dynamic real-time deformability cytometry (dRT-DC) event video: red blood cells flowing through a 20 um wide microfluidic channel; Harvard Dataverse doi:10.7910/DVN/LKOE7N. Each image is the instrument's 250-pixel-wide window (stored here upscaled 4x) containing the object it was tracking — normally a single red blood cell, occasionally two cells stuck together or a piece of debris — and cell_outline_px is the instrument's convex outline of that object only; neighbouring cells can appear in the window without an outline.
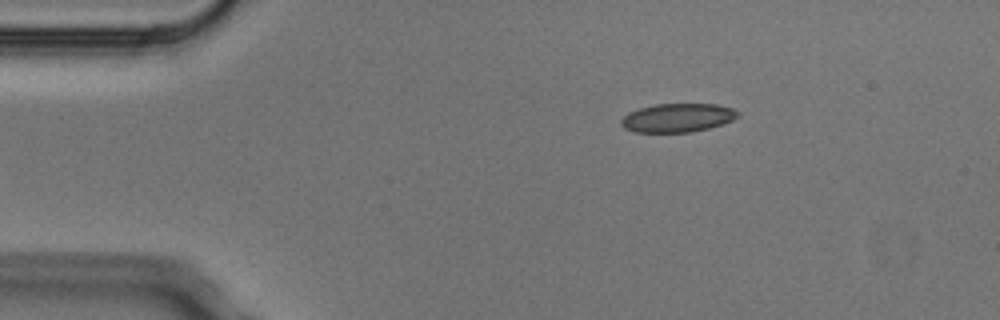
{"species": "Egyptian fruit bat (a non-hibernating species)", "species_latin": "Rousettus aegyptiacus", "temperature_condition": "cold", "stored_images_in_passage": 4, "camera_frame_rate_fps": 3000, "um_per_image_px": 0.085, "animal": {"sex": "male"}, "frame": {"image": 1, "passage_image": 4, "time_ms": 1.0, "image_size_px": [1000, 320], "cell_outline_px": [[740, 116], [732, 120], [708, 128], [692, 132], [632, 132], [624, 128], [620, 124], [620, 120], [628, 112], [652, 104], [716, 104], [732, 108], [740, 112]], "centroid_in_image_um": [57.57, 10.01], "position_along_channel_um": 27.4, "area_um2": 19.59}}